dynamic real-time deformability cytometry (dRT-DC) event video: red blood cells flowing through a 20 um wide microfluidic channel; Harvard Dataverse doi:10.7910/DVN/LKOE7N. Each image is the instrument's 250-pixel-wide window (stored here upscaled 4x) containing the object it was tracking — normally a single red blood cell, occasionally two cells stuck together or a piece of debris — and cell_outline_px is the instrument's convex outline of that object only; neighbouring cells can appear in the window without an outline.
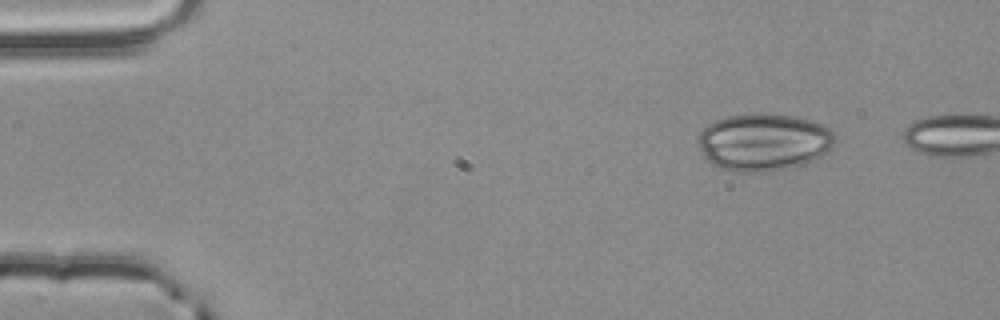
{"species": "common noctule bat (a hibernating species)", "species_latin": "Nyctalus noctula", "temperature_condition": "room temperature", "stored_images_in_passage": 2, "camera_frame_rate_fps": 3000, "um_per_image_px": 0.085, "animal": {"sex": "male", "body_mass_g": 20.4}, "frame": {"image": 1, "passage_image": 1, "time_ms": 0.0, "image_size_px": [1000, 320], "cell_outline_px": [[836, 140], [832, 148], [828, 152], [804, 164], [768, 172], [740, 172], [720, 168], [712, 164], [704, 156], [696, 140], [700, 132], [708, 124], [716, 120], [728, 116], [796, 116], [812, 120], [824, 124], [832, 128], [836, 136]], "centroid_in_image_um": [64.96, 12.11], "position_along_channel_um": 20.0, "area_um2": 45.43}}